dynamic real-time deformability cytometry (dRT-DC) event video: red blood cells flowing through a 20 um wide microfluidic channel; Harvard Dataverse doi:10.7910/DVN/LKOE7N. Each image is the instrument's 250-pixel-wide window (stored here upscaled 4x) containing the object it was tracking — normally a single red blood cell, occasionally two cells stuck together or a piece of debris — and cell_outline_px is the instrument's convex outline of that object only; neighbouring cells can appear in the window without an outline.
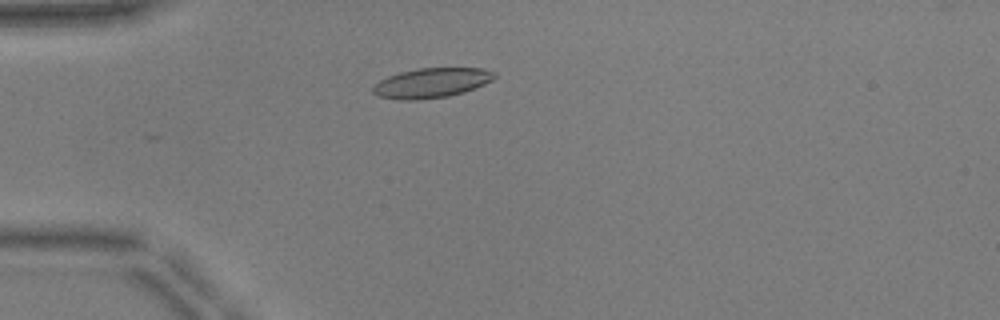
{"species": "common noctule bat (a hibernating species)", "species_latin": "Nyctalus noctula", "temperature_condition": "warm", "stored_images_in_passage": 30, "camera_frame_rate_fps": 3000, "um_per_image_px": 0.085, "animal": {"sex": "male", "body_mass_g": 17.9, "forearm_length_mm": 54.2}, "frame": {"image": 1, "passage_image": 2, "time_ms": 0.333, "image_size_px": [1000, 320], "cell_outline_px": [[496, 76], [492, 80], [484, 84], [464, 92], [448, 96], [416, 100], [396, 100], [380, 96], [372, 92], [372, 88], [380, 80], [388, 76], [400, 72], [420, 68], [484, 68], [496, 72]], "centroid_in_image_um": [36.69, 7.04], "position_along_channel_um": 48.3, "area_um2": 21.04}}
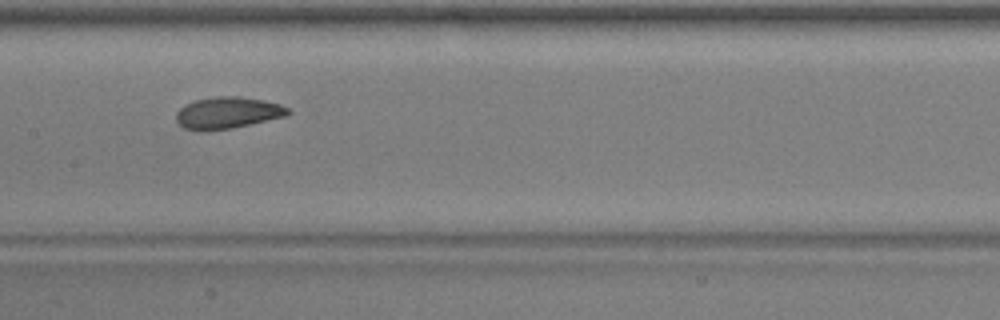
{"frame": {"image": 2, "passage_image": 14, "time_ms": 4.333, "image_size_px": [1000, 320], "cell_outline_px": [[292, 112], [288, 116], [232, 128], [200, 132], [184, 128], [176, 120], [176, 112], [184, 104], [196, 100], [216, 96], [240, 96], [264, 100], [280, 104], [288, 108]], "centroid_in_image_um": [19.35, 9.59], "position_along_channel_um": 188.0, "area_um2": 20.92}}
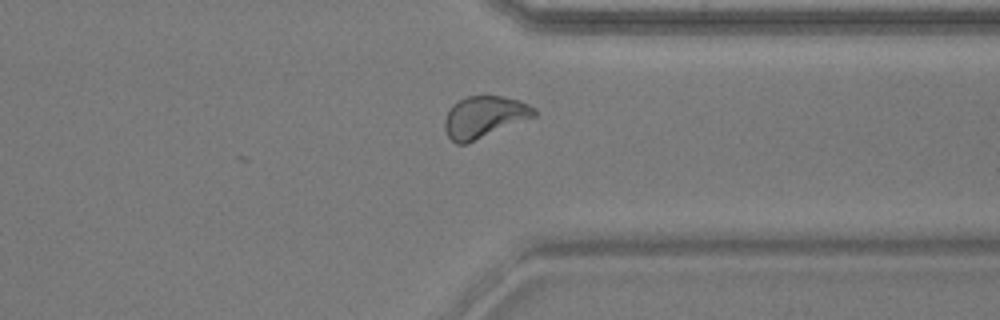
{"frame": {"image": 3, "passage_image": 28, "time_ms": 9.0, "image_size_px": [1000, 320], "cell_outline_px": [[536, 116], [464, 144], [456, 144], [448, 136], [444, 128], [444, 120], [452, 104], [468, 96], [504, 96], [520, 100], [536, 108]], "centroid_in_image_um": [41.16, 9.92], "position_along_channel_um": 370.2, "area_um2": 21.5}, "authors_computed_cell_mechanics": {"area_um2": 20.9236, "velocity_mm_per_s": 3.9176, "shape_relaxation_time_tau1_ms": 3.0395, "shape_relaxation_time_tau2_ms": 1.3586, "deformation_change_tau1": 0.1177, "deformation_change_tau2": 0.069}}